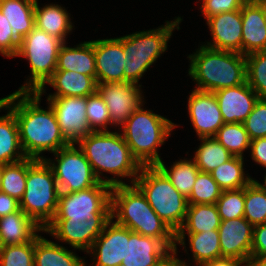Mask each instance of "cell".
Instances as JSON below:
<instances>
[{"label":"cell","mask_w":266,"mask_h":266,"mask_svg":"<svg viewBox=\"0 0 266 266\" xmlns=\"http://www.w3.org/2000/svg\"><path fill=\"white\" fill-rule=\"evenodd\" d=\"M172 252L159 240L126 227V259L121 266H160Z\"/></svg>","instance_id":"ffe728a7"},{"label":"cell","mask_w":266,"mask_h":266,"mask_svg":"<svg viewBox=\"0 0 266 266\" xmlns=\"http://www.w3.org/2000/svg\"><path fill=\"white\" fill-rule=\"evenodd\" d=\"M4 247H5V245H4L3 240L0 236V255H1V252L4 250Z\"/></svg>","instance_id":"db71d44e"},{"label":"cell","mask_w":266,"mask_h":266,"mask_svg":"<svg viewBox=\"0 0 266 266\" xmlns=\"http://www.w3.org/2000/svg\"><path fill=\"white\" fill-rule=\"evenodd\" d=\"M199 139L202 143L196 149L193 159L201 172L212 173L234 156L215 137Z\"/></svg>","instance_id":"836d02e7"},{"label":"cell","mask_w":266,"mask_h":266,"mask_svg":"<svg viewBox=\"0 0 266 266\" xmlns=\"http://www.w3.org/2000/svg\"><path fill=\"white\" fill-rule=\"evenodd\" d=\"M86 253L94 256V266H121L126 259V227L111 219Z\"/></svg>","instance_id":"e0dca14e"},{"label":"cell","mask_w":266,"mask_h":266,"mask_svg":"<svg viewBox=\"0 0 266 266\" xmlns=\"http://www.w3.org/2000/svg\"><path fill=\"white\" fill-rule=\"evenodd\" d=\"M19 209V201L0 191V218L12 214Z\"/></svg>","instance_id":"c3c4849f"},{"label":"cell","mask_w":266,"mask_h":266,"mask_svg":"<svg viewBox=\"0 0 266 266\" xmlns=\"http://www.w3.org/2000/svg\"><path fill=\"white\" fill-rule=\"evenodd\" d=\"M224 123H243L259 97L247 82L214 92Z\"/></svg>","instance_id":"44dd1931"},{"label":"cell","mask_w":266,"mask_h":266,"mask_svg":"<svg viewBox=\"0 0 266 266\" xmlns=\"http://www.w3.org/2000/svg\"><path fill=\"white\" fill-rule=\"evenodd\" d=\"M134 184L145 195L155 213L176 234L187 212L188 201L156 166H142Z\"/></svg>","instance_id":"52a82bcc"},{"label":"cell","mask_w":266,"mask_h":266,"mask_svg":"<svg viewBox=\"0 0 266 266\" xmlns=\"http://www.w3.org/2000/svg\"><path fill=\"white\" fill-rule=\"evenodd\" d=\"M243 125L251 140L266 137V99H258Z\"/></svg>","instance_id":"7bdbcfd3"},{"label":"cell","mask_w":266,"mask_h":266,"mask_svg":"<svg viewBox=\"0 0 266 266\" xmlns=\"http://www.w3.org/2000/svg\"><path fill=\"white\" fill-rule=\"evenodd\" d=\"M251 257H266V223L253 227Z\"/></svg>","instance_id":"bcb514c9"},{"label":"cell","mask_w":266,"mask_h":266,"mask_svg":"<svg viewBox=\"0 0 266 266\" xmlns=\"http://www.w3.org/2000/svg\"><path fill=\"white\" fill-rule=\"evenodd\" d=\"M188 58V74L196 82L197 90L214 93L246 82V57L241 53L201 45Z\"/></svg>","instance_id":"277c9868"},{"label":"cell","mask_w":266,"mask_h":266,"mask_svg":"<svg viewBox=\"0 0 266 266\" xmlns=\"http://www.w3.org/2000/svg\"><path fill=\"white\" fill-rule=\"evenodd\" d=\"M243 164L244 157L233 156L213 170L212 178L223 191L244 188L252 181V177L244 173Z\"/></svg>","instance_id":"d6a6232c"},{"label":"cell","mask_w":266,"mask_h":266,"mask_svg":"<svg viewBox=\"0 0 266 266\" xmlns=\"http://www.w3.org/2000/svg\"><path fill=\"white\" fill-rule=\"evenodd\" d=\"M12 27L0 11V53L8 58L17 55L19 44L13 39Z\"/></svg>","instance_id":"ee69618b"},{"label":"cell","mask_w":266,"mask_h":266,"mask_svg":"<svg viewBox=\"0 0 266 266\" xmlns=\"http://www.w3.org/2000/svg\"><path fill=\"white\" fill-rule=\"evenodd\" d=\"M221 223L216 204L188 205L185 220L177 233L218 230Z\"/></svg>","instance_id":"4dcf8cb0"},{"label":"cell","mask_w":266,"mask_h":266,"mask_svg":"<svg viewBox=\"0 0 266 266\" xmlns=\"http://www.w3.org/2000/svg\"><path fill=\"white\" fill-rule=\"evenodd\" d=\"M244 218L253 227L266 223V192L253 181L245 187Z\"/></svg>","instance_id":"8d00e7d4"},{"label":"cell","mask_w":266,"mask_h":266,"mask_svg":"<svg viewBox=\"0 0 266 266\" xmlns=\"http://www.w3.org/2000/svg\"><path fill=\"white\" fill-rule=\"evenodd\" d=\"M188 113L199 138L215 137L224 124L213 92L194 89L188 98Z\"/></svg>","instance_id":"9a60e30c"},{"label":"cell","mask_w":266,"mask_h":266,"mask_svg":"<svg viewBox=\"0 0 266 266\" xmlns=\"http://www.w3.org/2000/svg\"><path fill=\"white\" fill-rule=\"evenodd\" d=\"M61 133L69 144H76L92 132L86 116L87 97H47Z\"/></svg>","instance_id":"4fadbf2b"},{"label":"cell","mask_w":266,"mask_h":266,"mask_svg":"<svg viewBox=\"0 0 266 266\" xmlns=\"http://www.w3.org/2000/svg\"><path fill=\"white\" fill-rule=\"evenodd\" d=\"M59 193L47 162L27 157L26 189L19 202L20 209L44 229L55 217Z\"/></svg>","instance_id":"8992f818"},{"label":"cell","mask_w":266,"mask_h":266,"mask_svg":"<svg viewBox=\"0 0 266 266\" xmlns=\"http://www.w3.org/2000/svg\"><path fill=\"white\" fill-rule=\"evenodd\" d=\"M243 4L242 0H202L200 7L201 13L207 19L216 14L240 10Z\"/></svg>","instance_id":"f6af8a7d"},{"label":"cell","mask_w":266,"mask_h":266,"mask_svg":"<svg viewBox=\"0 0 266 266\" xmlns=\"http://www.w3.org/2000/svg\"><path fill=\"white\" fill-rule=\"evenodd\" d=\"M245 261L232 257H221L204 263L202 266H242Z\"/></svg>","instance_id":"681fc988"},{"label":"cell","mask_w":266,"mask_h":266,"mask_svg":"<svg viewBox=\"0 0 266 266\" xmlns=\"http://www.w3.org/2000/svg\"><path fill=\"white\" fill-rule=\"evenodd\" d=\"M206 21L213 42H207L205 46L242 54L241 9L213 15L207 18Z\"/></svg>","instance_id":"d6986e66"},{"label":"cell","mask_w":266,"mask_h":266,"mask_svg":"<svg viewBox=\"0 0 266 266\" xmlns=\"http://www.w3.org/2000/svg\"><path fill=\"white\" fill-rule=\"evenodd\" d=\"M9 110L0 116V164L21 161L26 157L20 143L19 127L14 113Z\"/></svg>","instance_id":"f546056e"},{"label":"cell","mask_w":266,"mask_h":266,"mask_svg":"<svg viewBox=\"0 0 266 266\" xmlns=\"http://www.w3.org/2000/svg\"><path fill=\"white\" fill-rule=\"evenodd\" d=\"M0 266H34V239L23 244L6 245L0 255Z\"/></svg>","instance_id":"b9f144b4"},{"label":"cell","mask_w":266,"mask_h":266,"mask_svg":"<svg viewBox=\"0 0 266 266\" xmlns=\"http://www.w3.org/2000/svg\"><path fill=\"white\" fill-rule=\"evenodd\" d=\"M46 84L55 88L54 94L48 97H88L97 92L96 77L68 70H55L53 75L37 91L40 95L45 93Z\"/></svg>","instance_id":"603a6c76"},{"label":"cell","mask_w":266,"mask_h":266,"mask_svg":"<svg viewBox=\"0 0 266 266\" xmlns=\"http://www.w3.org/2000/svg\"><path fill=\"white\" fill-rule=\"evenodd\" d=\"M252 160L266 167V137L251 140L250 148Z\"/></svg>","instance_id":"7dc6e473"},{"label":"cell","mask_w":266,"mask_h":266,"mask_svg":"<svg viewBox=\"0 0 266 266\" xmlns=\"http://www.w3.org/2000/svg\"><path fill=\"white\" fill-rule=\"evenodd\" d=\"M141 85L133 82L98 83L97 92L108 107L112 126L122 127L144 98Z\"/></svg>","instance_id":"5bb4252c"},{"label":"cell","mask_w":266,"mask_h":266,"mask_svg":"<svg viewBox=\"0 0 266 266\" xmlns=\"http://www.w3.org/2000/svg\"><path fill=\"white\" fill-rule=\"evenodd\" d=\"M37 1L34 7L35 27L66 43V35L68 36L74 27L67 10L58 4L41 8Z\"/></svg>","instance_id":"4316f807"},{"label":"cell","mask_w":266,"mask_h":266,"mask_svg":"<svg viewBox=\"0 0 266 266\" xmlns=\"http://www.w3.org/2000/svg\"><path fill=\"white\" fill-rule=\"evenodd\" d=\"M75 145L69 144L53 153L57 163L44 158L53 170L60 192H76L93 187L100 182L82 150L79 147L76 149Z\"/></svg>","instance_id":"8fae6325"},{"label":"cell","mask_w":266,"mask_h":266,"mask_svg":"<svg viewBox=\"0 0 266 266\" xmlns=\"http://www.w3.org/2000/svg\"><path fill=\"white\" fill-rule=\"evenodd\" d=\"M244 266H266V257H251Z\"/></svg>","instance_id":"816d5d0a"},{"label":"cell","mask_w":266,"mask_h":266,"mask_svg":"<svg viewBox=\"0 0 266 266\" xmlns=\"http://www.w3.org/2000/svg\"><path fill=\"white\" fill-rule=\"evenodd\" d=\"M56 70H68L96 77L94 40L67 47L63 43L59 49Z\"/></svg>","instance_id":"cb8c5ba5"},{"label":"cell","mask_w":266,"mask_h":266,"mask_svg":"<svg viewBox=\"0 0 266 266\" xmlns=\"http://www.w3.org/2000/svg\"><path fill=\"white\" fill-rule=\"evenodd\" d=\"M86 116L92 132L108 131V125H112L108 107L98 92L87 97Z\"/></svg>","instance_id":"60d3db41"},{"label":"cell","mask_w":266,"mask_h":266,"mask_svg":"<svg viewBox=\"0 0 266 266\" xmlns=\"http://www.w3.org/2000/svg\"><path fill=\"white\" fill-rule=\"evenodd\" d=\"M39 231L44 229L21 209L0 218V236L5 246L30 242Z\"/></svg>","instance_id":"484cf974"},{"label":"cell","mask_w":266,"mask_h":266,"mask_svg":"<svg viewBox=\"0 0 266 266\" xmlns=\"http://www.w3.org/2000/svg\"><path fill=\"white\" fill-rule=\"evenodd\" d=\"M1 177H2V164H0V185H1Z\"/></svg>","instance_id":"6f0895ef"},{"label":"cell","mask_w":266,"mask_h":266,"mask_svg":"<svg viewBox=\"0 0 266 266\" xmlns=\"http://www.w3.org/2000/svg\"><path fill=\"white\" fill-rule=\"evenodd\" d=\"M181 21L178 16L174 21H166L165 25L157 29L123 36V49L126 53L124 78L128 82L138 84L147 69L167 50V42L173 30H179Z\"/></svg>","instance_id":"ba28073f"},{"label":"cell","mask_w":266,"mask_h":266,"mask_svg":"<svg viewBox=\"0 0 266 266\" xmlns=\"http://www.w3.org/2000/svg\"><path fill=\"white\" fill-rule=\"evenodd\" d=\"M110 220L91 218L53 219L44 228V232L49 233L59 241L66 242L74 249L87 252Z\"/></svg>","instance_id":"7c38bea8"},{"label":"cell","mask_w":266,"mask_h":266,"mask_svg":"<svg viewBox=\"0 0 266 266\" xmlns=\"http://www.w3.org/2000/svg\"><path fill=\"white\" fill-rule=\"evenodd\" d=\"M62 44L58 38L36 27L23 37L16 56H22L29 61L31 77L17 91L37 92L44 85L56 70Z\"/></svg>","instance_id":"9c48e42d"},{"label":"cell","mask_w":266,"mask_h":266,"mask_svg":"<svg viewBox=\"0 0 266 266\" xmlns=\"http://www.w3.org/2000/svg\"><path fill=\"white\" fill-rule=\"evenodd\" d=\"M142 106L129 116L120 129L123 130L121 134L132 156L139 164L154 166L162 161L157 148L165 143L177 125L151 110H144Z\"/></svg>","instance_id":"5b68a950"},{"label":"cell","mask_w":266,"mask_h":266,"mask_svg":"<svg viewBox=\"0 0 266 266\" xmlns=\"http://www.w3.org/2000/svg\"><path fill=\"white\" fill-rule=\"evenodd\" d=\"M244 3H251V2H255L257 0H242Z\"/></svg>","instance_id":"9f6ffc18"},{"label":"cell","mask_w":266,"mask_h":266,"mask_svg":"<svg viewBox=\"0 0 266 266\" xmlns=\"http://www.w3.org/2000/svg\"><path fill=\"white\" fill-rule=\"evenodd\" d=\"M215 138L234 156L243 157V152L250 148L251 144L243 123H224Z\"/></svg>","instance_id":"d590c367"},{"label":"cell","mask_w":266,"mask_h":266,"mask_svg":"<svg viewBox=\"0 0 266 266\" xmlns=\"http://www.w3.org/2000/svg\"><path fill=\"white\" fill-rule=\"evenodd\" d=\"M246 57V82L259 98L266 99V51L248 54Z\"/></svg>","instance_id":"74e56055"},{"label":"cell","mask_w":266,"mask_h":266,"mask_svg":"<svg viewBox=\"0 0 266 266\" xmlns=\"http://www.w3.org/2000/svg\"><path fill=\"white\" fill-rule=\"evenodd\" d=\"M111 217L133 232L159 239L177 255L176 234L155 213L135 184L112 186Z\"/></svg>","instance_id":"7a4b0ae2"},{"label":"cell","mask_w":266,"mask_h":266,"mask_svg":"<svg viewBox=\"0 0 266 266\" xmlns=\"http://www.w3.org/2000/svg\"><path fill=\"white\" fill-rule=\"evenodd\" d=\"M221 221L244 217L245 187L236 190H224L216 201Z\"/></svg>","instance_id":"ab89813d"},{"label":"cell","mask_w":266,"mask_h":266,"mask_svg":"<svg viewBox=\"0 0 266 266\" xmlns=\"http://www.w3.org/2000/svg\"><path fill=\"white\" fill-rule=\"evenodd\" d=\"M27 158L2 165L0 191L20 202L26 189Z\"/></svg>","instance_id":"e575fe53"},{"label":"cell","mask_w":266,"mask_h":266,"mask_svg":"<svg viewBox=\"0 0 266 266\" xmlns=\"http://www.w3.org/2000/svg\"><path fill=\"white\" fill-rule=\"evenodd\" d=\"M160 266H188L185 261L176 258V254L171 253L168 258Z\"/></svg>","instance_id":"f907efd6"},{"label":"cell","mask_w":266,"mask_h":266,"mask_svg":"<svg viewBox=\"0 0 266 266\" xmlns=\"http://www.w3.org/2000/svg\"><path fill=\"white\" fill-rule=\"evenodd\" d=\"M111 190L112 186L99 182L84 190L60 192L54 219H112Z\"/></svg>","instance_id":"30bf717a"},{"label":"cell","mask_w":266,"mask_h":266,"mask_svg":"<svg viewBox=\"0 0 266 266\" xmlns=\"http://www.w3.org/2000/svg\"><path fill=\"white\" fill-rule=\"evenodd\" d=\"M85 260L39 234L34 238V266H86Z\"/></svg>","instance_id":"83f0119b"},{"label":"cell","mask_w":266,"mask_h":266,"mask_svg":"<svg viewBox=\"0 0 266 266\" xmlns=\"http://www.w3.org/2000/svg\"><path fill=\"white\" fill-rule=\"evenodd\" d=\"M41 97L38 92L15 91L2 98V102L16 117L24 154L35 160H44L40 156L42 152L55 153L69 145L50 104L48 110L39 106Z\"/></svg>","instance_id":"6da1fadb"},{"label":"cell","mask_w":266,"mask_h":266,"mask_svg":"<svg viewBox=\"0 0 266 266\" xmlns=\"http://www.w3.org/2000/svg\"><path fill=\"white\" fill-rule=\"evenodd\" d=\"M170 180L172 185L186 198L192 192L195 184L199 168L195 164V160L180 159L173 162V165L168 169L164 162L161 161L156 165Z\"/></svg>","instance_id":"1f68e13d"},{"label":"cell","mask_w":266,"mask_h":266,"mask_svg":"<svg viewBox=\"0 0 266 266\" xmlns=\"http://www.w3.org/2000/svg\"><path fill=\"white\" fill-rule=\"evenodd\" d=\"M222 257L245 261L251 258L253 226L244 218L221 221L218 228Z\"/></svg>","instance_id":"ac0fdd59"},{"label":"cell","mask_w":266,"mask_h":266,"mask_svg":"<svg viewBox=\"0 0 266 266\" xmlns=\"http://www.w3.org/2000/svg\"><path fill=\"white\" fill-rule=\"evenodd\" d=\"M242 15V54L266 51V13L257 0L244 3Z\"/></svg>","instance_id":"7402d4cb"},{"label":"cell","mask_w":266,"mask_h":266,"mask_svg":"<svg viewBox=\"0 0 266 266\" xmlns=\"http://www.w3.org/2000/svg\"><path fill=\"white\" fill-rule=\"evenodd\" d=\"M76 144L91 164L92 170L100 182L116 186L126 184L122 181L123 177H130L132 178L131 184H134L142 166L132 156L121 133L90 132ZM102 172L113 174L114 177L102 179Z\"/></svg>","instance_id":"3957f363"},{"label":"cell","mask_w":266,"mask_h":266,"mask_svg":"<svg viewBox=\"0 0 266 266\" xmlns=\"http://www.w3.org/2000/svg\"><path fill=\"white\" fill-rule=\"evenodd\" d=\"M222 191L217 182L212 178L211 173L199 171L192 192L187 198L188 205L216 204Z\"/></svg>","instance_id":"f35d334b"},{"label":"cell","mask_w":266,"mask_h":266,"mask_svg":"<svg viewBox=\"0 0 266 266\" xmlns=\"http://www.w3.org/2000/svg\"><path fill=\"white\" fill-rule=\"evenodd\" d=\"M186 234L196 265L202 266L208 261L222 257L218 230L200 233H176V244L179 243L182 247L184 246L183 249L186 248Z\"/></svg>","instance_id":"f1b7e54d"},{"label":"cell","mask_w":266,"mask_h":266,"mask_svg":"<svg viewBox=\"0 0 266 266\" xmlns=\"http://www.w3.org/2000/svg\"><path fill=\"white\" fill-rule=\"evenodd\" d=\"M96 81L98 83L128 82L124 78L126 53L123 36L94 40Z\"/></svg>","instance_id":"2e32d148"},{"label":"cell","mask_w":266,"mask_h":266,"mask_svg":"<svg viewBox=\"0 0 266 266\" xmlns=\"http://www.w3.org/2000/svg\"><path fill=\"white\" fill-rule=\"evenodd\" d=\"M258 1L261 3L266 13V0H258Z\"/></svg>","instance_id":"11a10c76"},{"label":"cell","mask_w":266,"mask_h":266,"mask_svg":"<svg viewBox=\"0 0 266 266\" xmlns=\"http://www.w3.org/2000/svg\"><path fill=\"white\" fill-rule=\"evenodd\" d=\"M35 4L36 0H0V11L10 23L13 39L19 45L35 28Z\"/></svg>","instance_id":"d4e9b609"},{"label":"cell","mask_w":266,"mask_h":266,"mask_svg":"<svg viewBox=\"0 0 266 266\" xmlns=\"http://www.w3.org/2000/svg\"><path fill=\"white\" fill-rule=\"evenodd\" d=\"M266 174V173H265ZM252 181L257 185L261 190L266 192V175L264 177V184L259 183L257 180L252 179Z\"/></svg>","instance_id":"f5cc1de1"}]
</instances>
